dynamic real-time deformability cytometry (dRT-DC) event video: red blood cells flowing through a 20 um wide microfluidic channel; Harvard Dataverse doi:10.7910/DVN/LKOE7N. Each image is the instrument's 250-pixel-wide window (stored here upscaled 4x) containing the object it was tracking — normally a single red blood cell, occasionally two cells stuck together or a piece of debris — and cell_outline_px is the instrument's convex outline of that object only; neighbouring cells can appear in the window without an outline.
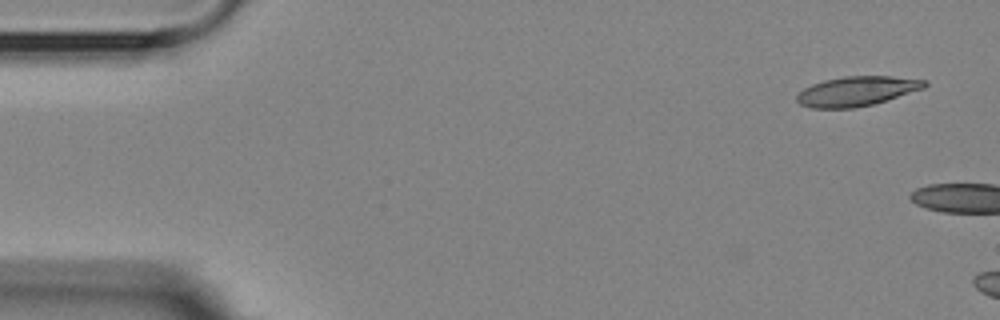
{"species": "Egyptian fruit bat (a non-hibernating species)", "species_latin": "Rousettus aegyptiacus", "temperature_condition": "room temperature", "stored_images_in_passage": 3, "camera_frame_rate_fps": 3000, "um_per_image_px": 0.085, "animal": {"sex": "female"}, "frame": {"image": 1, "passage_image": 3, "time_ms": 2.333, "image_size_px": [1000, 320], "cell_outline_px": [[928, 84], [924, 88], [872, 104], [852, 108], [812, 108], [800, 104], [796, 100], [796, 96], [804, 88], [812, 84], [824, 80], [844, 76], [892, 76], [928, 80]], "centroid_in_image_um": [72.82, 7.74], "position_along_channel_um": 12.2, "area_um2": 21.91}}